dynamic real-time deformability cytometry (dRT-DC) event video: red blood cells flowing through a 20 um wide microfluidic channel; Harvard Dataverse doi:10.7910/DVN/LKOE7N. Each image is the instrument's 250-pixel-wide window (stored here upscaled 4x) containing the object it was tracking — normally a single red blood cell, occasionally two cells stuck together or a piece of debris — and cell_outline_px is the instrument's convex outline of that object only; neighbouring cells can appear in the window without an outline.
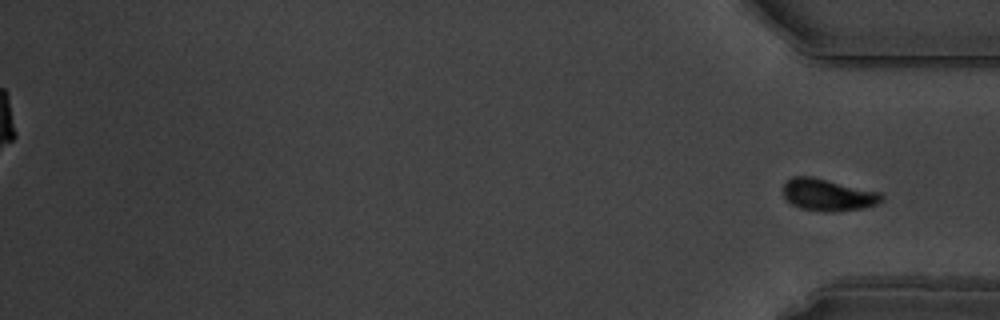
{"species": "common noctule bat (a hibernating species)", "species_latin": "Nyctalus noctula", "temperature_condition": "warm", "stored_images_in_passage": 60, "segment_of_instrument_passage": [2, 2], "camera_frame_rate_fps": 3000, "um_per_image_px": 0.085, "animal": {"sex": "male", "body_mass_g": 19.5, "forearm_length_mm": 54.6}, "frame": {"image": 1, "passage_image": 60, "time_ms": 19.667, "image_size_px": [1000, 320], "cell_outline_px": [[884, 200], [876, 204], [864, 208], [832, 212], [824, 212], [800, 208], [792, 204], [784, 196], [784, 180], [792, 176], [812, 176], [880, 192], [884, 196]], "centroid_in_image_um": [70.38, 16.56], "position_along_channel_um": 364.8, "area_um2": 18.5}}